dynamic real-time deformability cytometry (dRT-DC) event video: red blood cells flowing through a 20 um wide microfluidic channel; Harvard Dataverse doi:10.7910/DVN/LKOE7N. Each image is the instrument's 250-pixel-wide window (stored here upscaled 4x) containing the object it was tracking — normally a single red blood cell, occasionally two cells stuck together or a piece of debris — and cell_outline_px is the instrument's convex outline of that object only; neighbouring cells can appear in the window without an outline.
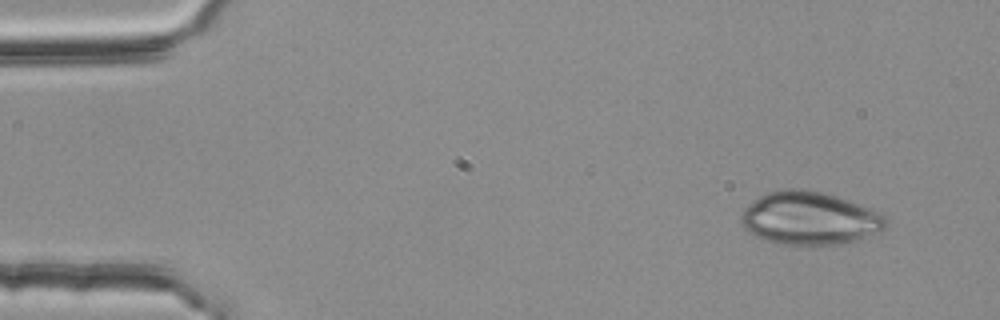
{"species": "common noctule bat (a hibernating species)", "species_latin": "Nyctalus noctula", "temperature_condition": "room temperature", "stored_images_in_passage": 3, "camera_frame_rate_fps": 3000, "um_per_image_px": 0.085, "animal": {"sex": "female", "body_mass_g": 25.1}, "frame": {"image": 1, "passage_image": 1, "time_ms": 0.0, "image_size_px": [1000, 320], "cell_outline_px": [[888, 224], [880, 232], [868, 240], [840, 244], [780, 244], [756, 236], [748, 232], [740, 224], [740, 216], [744, 208], [748, 204], [764, 192], [784, 188], [804, 188], [836, 196], [884, 212], [888, 216]], "centroid_in_image_um": [68.88, 18.55], "position_along_channel_um": 16.1, "area_um2": 45.78}}